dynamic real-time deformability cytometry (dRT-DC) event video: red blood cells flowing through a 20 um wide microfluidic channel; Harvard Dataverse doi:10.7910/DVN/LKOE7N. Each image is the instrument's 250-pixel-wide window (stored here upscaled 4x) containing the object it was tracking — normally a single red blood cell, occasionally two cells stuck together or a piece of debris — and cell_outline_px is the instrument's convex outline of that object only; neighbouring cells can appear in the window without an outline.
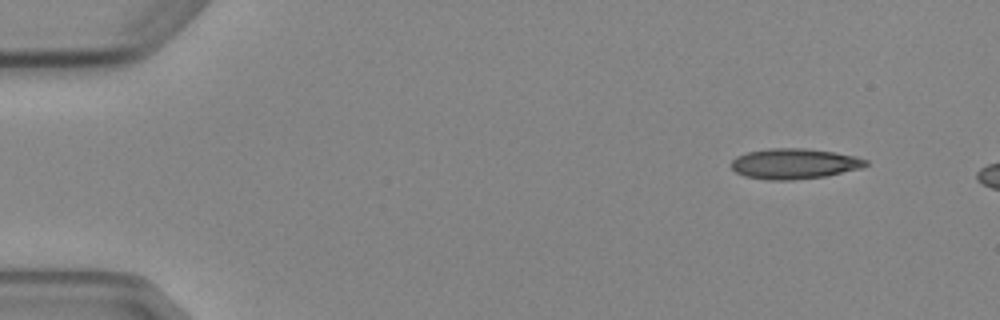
{"species": "Egyptian fruit bat (a non-hibernating species)", "species_latin": "Rousettus aegyptiacus", "temperature_condition": "cold", "stored_images_in_passage": 3, "camera_frame_rate_fps": 3000, "um_per_image_px": 0.085, "animal": {"sex": "female"}, "frame": {"image": 1, "passage_image": 1, "time_ms": 0.0, "image_size_px": [1000, 320], "cell_outline_px": [[868, 164], [860, 168], [824, 176], [792, 180], [768, 180], [744, 176], [736, 172], [732, 168], [732, 160], [736, 156], [748, 152], [768, 148], [804, 148], [836, 152], [856, 156], [868, 160]], "centroid_in_image_um": [67.5, 13.91], "position_along_channel_um": 17.5, "area_um2": 23.81}}